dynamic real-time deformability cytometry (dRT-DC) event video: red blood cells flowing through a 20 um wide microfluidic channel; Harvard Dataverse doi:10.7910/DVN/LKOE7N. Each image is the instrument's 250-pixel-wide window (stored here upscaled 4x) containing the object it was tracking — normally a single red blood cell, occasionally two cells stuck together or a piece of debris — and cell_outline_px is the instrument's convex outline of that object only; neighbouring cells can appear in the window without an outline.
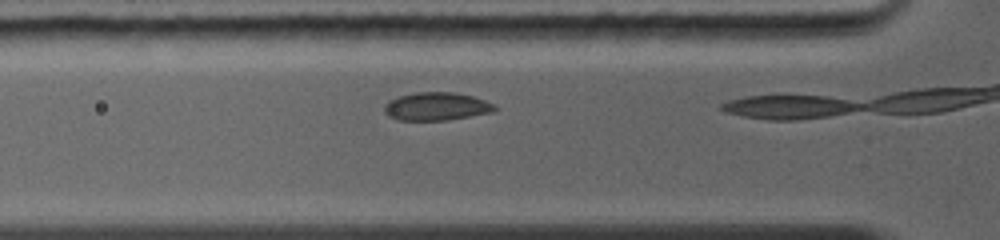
{"species": "common noctule bat (a hibernating species)", "species_latin": "Nyctalus noctula", "temperature_condition": "warm", "stored_images_in_passage": 4, "camera_frame_rate_fps": 5000, "um_per_image_px": 0.085, "animal": {"sex": "female", "body_mass_g": 19.0, "forearm_length_mm": 56.7}, "frame": {"image": 1, "passage_image": 3, "time_ms": 1.0, "image_size_px": [1000, 240], "cell_outline_px": [[496, 112], [448, 120], [396, 120], [388, 116], [384, 112], [384, 104], [388, 100], [400, 96], [416, 92], [452, 92], [472, 96], [496, 104]], "centroid_in_image_um": [37.1, 9.05], "position_along_channel_um": 88.7, "area_um2": 18.26}}